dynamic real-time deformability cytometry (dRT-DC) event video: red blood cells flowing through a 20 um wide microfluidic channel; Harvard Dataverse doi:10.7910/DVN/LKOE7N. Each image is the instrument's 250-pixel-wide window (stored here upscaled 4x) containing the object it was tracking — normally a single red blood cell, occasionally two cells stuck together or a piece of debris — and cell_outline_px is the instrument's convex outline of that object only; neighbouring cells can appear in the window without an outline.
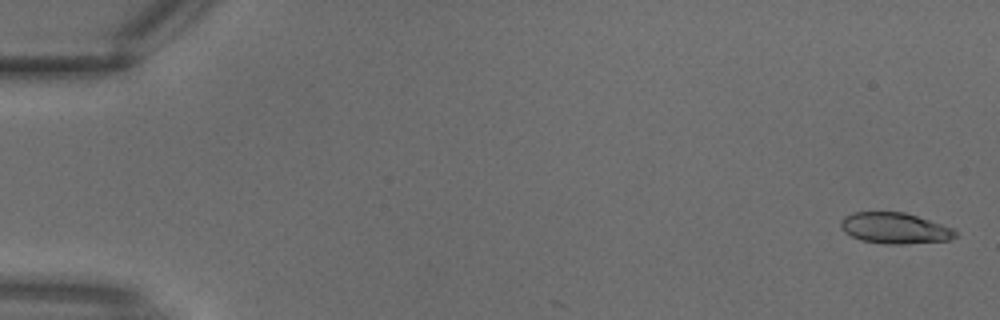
{"species": "common noctule bat (a hibernating species)", "species_latin": "Nyctalus noctula", "temperature_condition": "warm", "stored_images_in_passage": 17, "camera_frame_rate_fps": 3000, "um_per_image_px": 0.085, "animal": {"sex": "male", "body_mass_g": 18.8}, "frame": {"image": 1, "passage_image": 1, "time_ms": 0.0, "image_size_px": [1000, 320], "cell_outline_px": [[956, 236], [948, 240], [904, 244], [884, 244], [860, 240], [844, 232], [840, 228], [840, 220], [844, 216], [852, 212], [904, 212], [952, 228], [956, 232]], "centroid_in_image_um": [75.99, 19.4], "position_along_channel_um": 9.0, "area_um2": 20.58}}
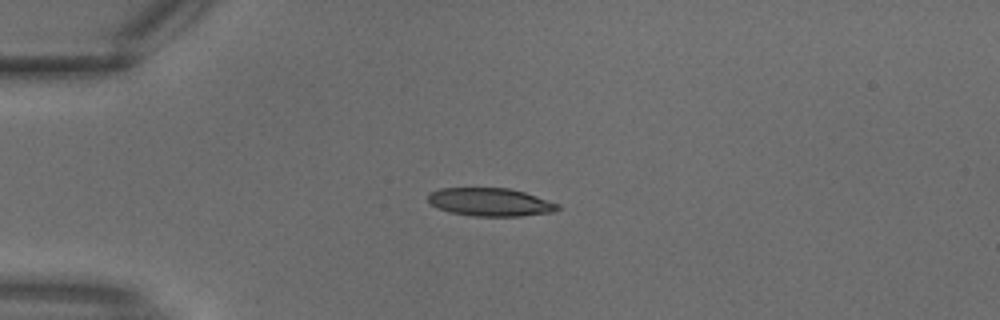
{"frame": {"image": 2, "passage_image": 8, "time_ms": 2.333, "image_size_px": [1000, 320], "cell_outline_px": [[560, 208], [556, 212], [520, 216], [472, 216], [452, 212], [440, 208], [432, 204], [428, 200], [428, 196], [432, 192], [440, 188], [508, 188], [524, 192], [560, 204]], "centroid_in_image_um": [41.73, 17.18], "position_along_channel_um": 43.3, "area_um2": 21.1}}
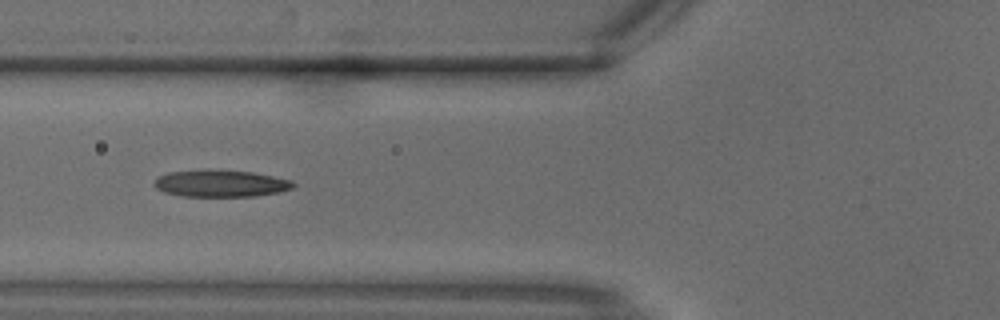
{"frame": {"image": 3, "passage_image": 12, "time_ms": 3.667, "image_size_px": [1000, 320], "cell_outline_px": [[296, 184], [292, 188], [280, 192], [256, 196], [180, 196], [164, 192], [156, 188], [152, 184], [152, 180], [156, 176], [168, 172], [252, 172], [292, 180]], "centroid_in_image_um": [18.74, 15.63], "position_along_channel_um": 107.1, "area_um2": 21.15}}